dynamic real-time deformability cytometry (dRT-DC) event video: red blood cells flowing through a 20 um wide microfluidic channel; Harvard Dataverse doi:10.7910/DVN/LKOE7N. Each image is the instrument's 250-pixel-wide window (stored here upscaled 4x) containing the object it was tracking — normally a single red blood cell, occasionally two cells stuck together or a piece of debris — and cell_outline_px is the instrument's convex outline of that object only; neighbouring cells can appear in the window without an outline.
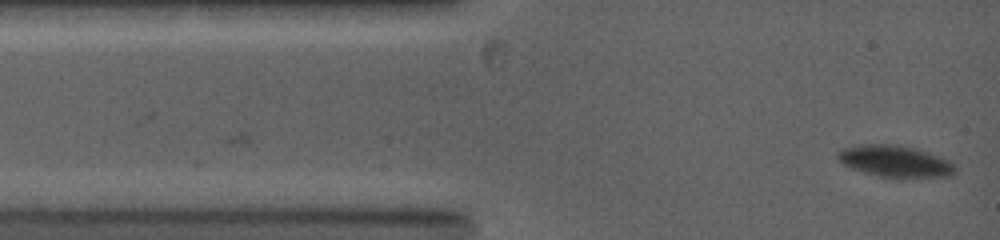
{"species": "common noctule bat (a hibernating species)", "species_latin": "Nyctalus noctula", "temperature_condition": "warm", "stored_images_in_passage": 3, "camera_frame_rate_fps": 5000, "um_per_image_px": 0.085, "animal": {"sex": "female", "body_mass_g": 19.0, "forearm_length_mm": 53.3}, "frame": {"image": 1, "passage_image": 3, "time_ms": 1.4, "image_size_px": [1000, 240], "cell_outline_px": [[956, 172], [948, 176], [896, 180], [864, 172], [852, 168], [844, 164], [836, 156], [836, 152], [844, 148], [860, 144], [888, 144], [912, 148], [928, 152], [952, 160], [956, 168]], "centroid_in_image_um": [76.14, 13.74], "position_along_channel_um": 8.9, "area_um2": 22.08}}